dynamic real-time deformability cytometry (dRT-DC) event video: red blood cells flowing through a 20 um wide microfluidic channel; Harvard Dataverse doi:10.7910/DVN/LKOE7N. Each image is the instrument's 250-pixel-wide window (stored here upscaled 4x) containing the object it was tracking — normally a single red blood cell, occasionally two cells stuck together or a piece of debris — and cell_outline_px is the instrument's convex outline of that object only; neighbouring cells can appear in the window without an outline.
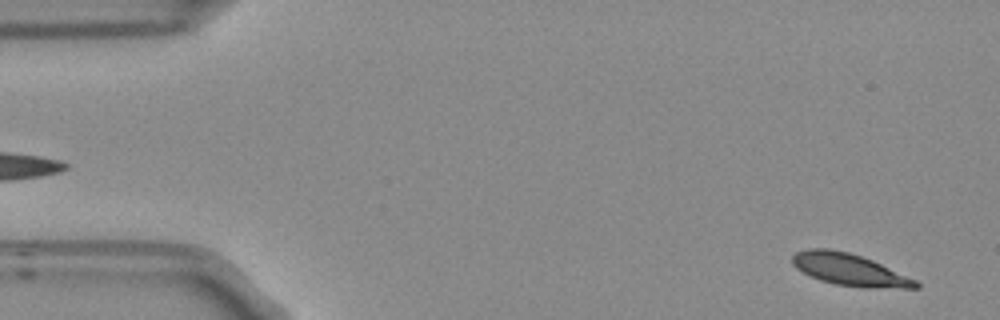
{"species": "Egyptian fruit bat (a non-hibernating species)", "species_latin": "Rousettus aegyptiacus", "temperature_condition": "room temperature", "stored_images_in_passage": 53, "camera_frame_rate_fps": 3000, "um_per_image_px": 0.085, "frame": {"image": 1, "passage_image": 2, "time_ms": 0.333, "image_size_px": [1000, 320], "cell_outline_px": [[920, 288], [868, 288], [836, 284], [820, 280], [796, 268], [792, 264], [792, 256], [796, 252], [808, 248], [828, 248], [848, 252], [872, 260], [916, 280], [920, 284]], "centroid_in_image_um": [72.2, 22.92], "position_along_channel_um": 12.8, "area_um2": 22.77}}
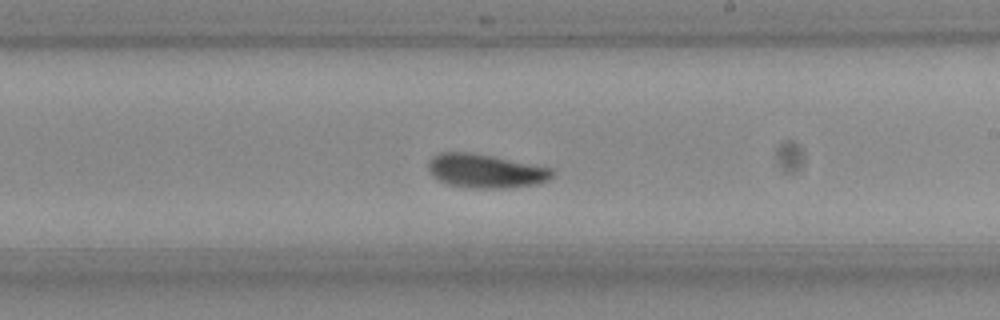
{"frame": {"image": 2, "passage_image": 30, "time_ms": 9.667, "image_size_px": [1000, 320], "cell_outline_px": [[552, 176], [548, 180], [540, 184], [508, 188], [468, 188], [448, 184], [432, 176], [428, 168], [428, 164], [432, 156], [440, 152], [468, 152], [492, 156], [552, 168]], "centroid_in_image_um": [41.26, 14.54], "position_along_channel_um": 247.7, "area_um2": 24.45}}
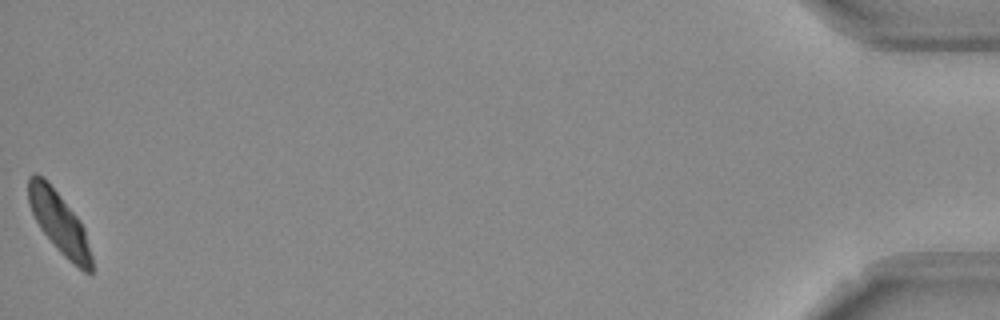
{"frame": {"image": 3, "passage_image": 53, "time_ms": 17.333, "image_size_px": [1000, 320], "cell_outline_px": [[92, 272], [84, 272], [68, 260], [56, 248], [40, 228], [32, 212], [28, 200], [28, 176], [32, 172], [36, 172], [44, 176], [80, 220], [84, 228], [92, 256]], "centroid_in_image_um": [5.02, 18.89], "position_along_channel_um": 430.2, "area_um2": 22.66}, "authors_computed_cell_mechanics": {"area_um2": 23.409, "velocity_mm_per_s": 3.7156, "shape_relaxation_time_tau1_ms": 3.1617, "shape_relaxation_time_tau2_ms": 5.9048, "deformation_change_tau1": 0.1209, "deformation_change_tau2": 0.0878}}